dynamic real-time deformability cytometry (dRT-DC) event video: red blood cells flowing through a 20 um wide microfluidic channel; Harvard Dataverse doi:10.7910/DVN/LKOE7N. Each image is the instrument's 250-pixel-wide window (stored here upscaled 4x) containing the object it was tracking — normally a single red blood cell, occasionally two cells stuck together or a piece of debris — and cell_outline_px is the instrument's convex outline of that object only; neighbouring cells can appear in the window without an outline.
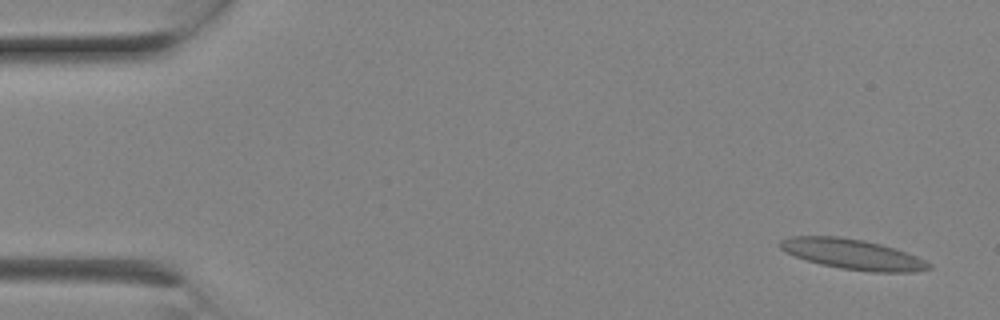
{"species": "Egyptian fruit bat (a non-hibernating species)", "species_latin": "Rousettus aegyptiacus", "temperature_condition": "room temperature", "stored_images_in_passage": 6, "camera_frame_rate_fps": 3000, "um_per_image_px": 0.085, "animal": {"sex": "female"}, "frame": {"image": 1, "passage_image": 1, "time_ms": 0.0, "image_size_px": [1000, 320], "cell_outline_px": [[932, 268], [912, 272], [872, 272], [840, 268], [820, 264], [796, 256], [780, 248], [780, 240], [792, 236], [840, 236], [864, 240], [896, 248], [916, 256], [932, 264]], "centroid_in_image_um": [72.51, 21.61], "position_along_channel_um": 12.5, "area_um2": 26.07}}
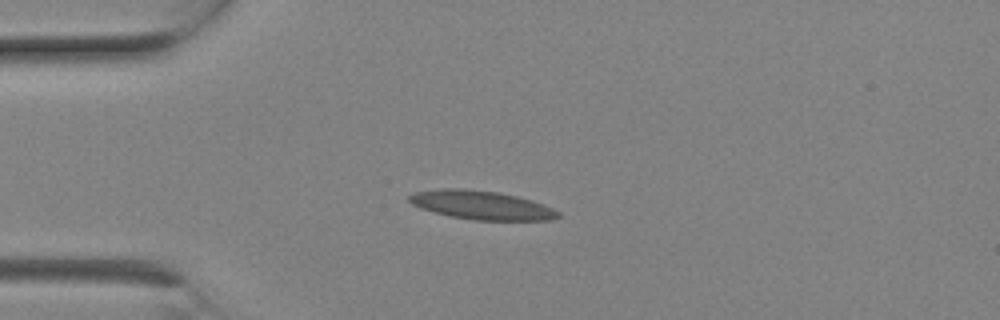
{"frame": {"image": 2, "passage_image": 5, "time_ms": 1.333, "image_size_px": [1000, 320], "cell_outline_px": [[560, 216], [552, 220], [472, 220], [452, 216], [420, 208], [412, 204], [408, 200], [408, 196], [416, 192], [440, 188], [464, 188], [496, 192], [516, 196], [532, 200], [544, 204], [560, 212]], "centroid_in_image_um": [40.94, 17.43], "position_along_channel_um": 44.1, "area_um2": 24.85}}